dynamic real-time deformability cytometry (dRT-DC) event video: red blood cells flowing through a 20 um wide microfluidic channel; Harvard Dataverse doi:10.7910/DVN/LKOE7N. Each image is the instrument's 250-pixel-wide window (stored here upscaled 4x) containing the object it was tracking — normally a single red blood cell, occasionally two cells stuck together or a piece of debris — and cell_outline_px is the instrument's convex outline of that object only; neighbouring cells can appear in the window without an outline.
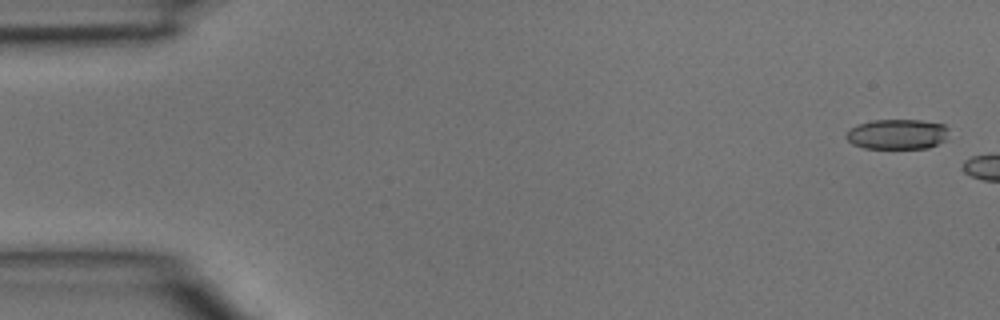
{"species": "common noctule bat (a hibernating species)", "species_latin": "Nyctalus noctula", "temperature_condition": "room temperature", "stored_images_in_passage": 2, "camera_frame_rate_fps": 3000, "um_per_image_px": 0.085, "animal": {"sex": "male", "body_mass_g": 15.6}, "frame": {"image": 1, "passage_image": 1, "time_ms": 0.0, "image_size_px": [1000, 320], "cell_outline_px": [[948, 128], [944, 140], [928, 148], [864, 148], [852, 144], [844, 136], [848, 128], [856, 124], [872, 120], [920, 120], [944, 124]], "centroid_in_image_um": [76.2, 11.4], "position_along_channel_um": 8.8, "area_um2": 18.09}}